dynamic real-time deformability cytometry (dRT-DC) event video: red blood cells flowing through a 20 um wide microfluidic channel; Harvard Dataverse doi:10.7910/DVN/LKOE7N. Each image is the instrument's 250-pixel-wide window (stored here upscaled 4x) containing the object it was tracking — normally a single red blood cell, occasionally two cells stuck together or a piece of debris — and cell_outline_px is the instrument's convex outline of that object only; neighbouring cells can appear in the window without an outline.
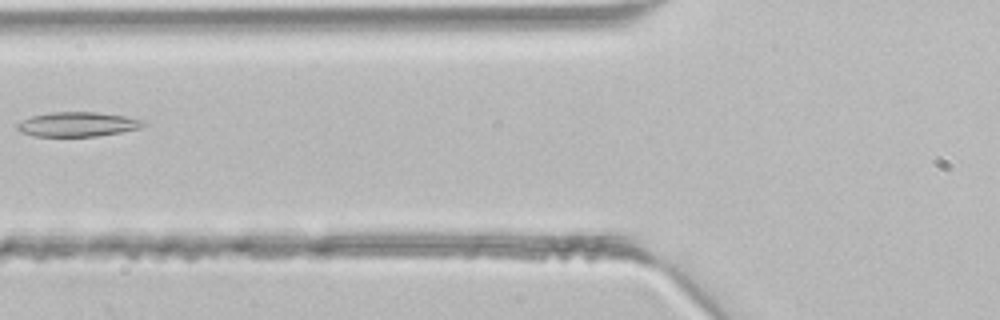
{"species": "common noctule bat (a hibernating species)", "species_latin": "Nyctalus noctula", "temperature_condition": "room temperature", "stored_images_in_passage": 5, "camera_frame_rate_fps": 3000, "um_per_image_px": 0.085, "animal": {"sex": "male", "body_mass_g": 21.5, "forearm_length_mm": 52.0}, "frame": {"image": 1, "passage_image": 5, "time_ms": 1.333, "image_size_px": [1000, 320], "cell_outline_px": [[148, 124], [140, 128], [120, 132], [96, 136], [32, 136], [20, 132], [16, 128], [16, 124], [32, 116], [48, 112], [96, 112], [124, 116], [148, 120]], "centroid_in_image_um": [6.63, 10.56], "position_along_channel_um": 119.2, "area_um2": 18.15}}